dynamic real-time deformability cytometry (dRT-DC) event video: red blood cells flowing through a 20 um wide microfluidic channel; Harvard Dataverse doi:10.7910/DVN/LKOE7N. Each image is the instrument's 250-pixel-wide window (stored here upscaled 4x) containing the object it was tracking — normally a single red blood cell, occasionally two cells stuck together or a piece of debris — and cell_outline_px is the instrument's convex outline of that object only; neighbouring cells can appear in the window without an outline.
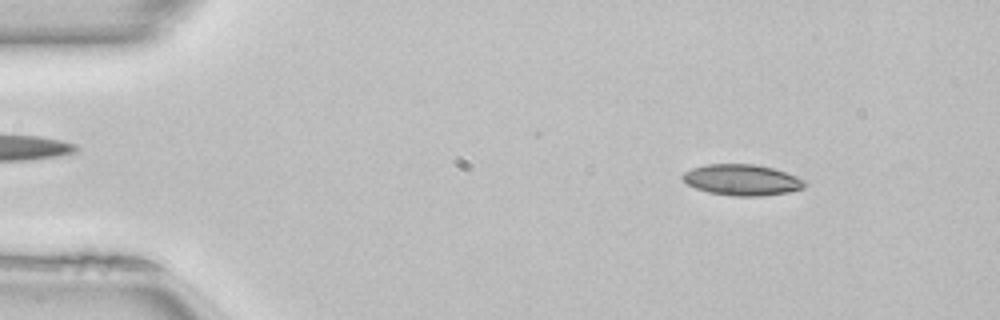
{"species": "common noctule bat (a hibernating species)", "species_latin": "Nyctalus noctula", "temperature_condition": "room temperature", "stored_images_in_passage": 49, "camera_frame_rate_fps": 3000, "um_per_image_px": 0.085, "animal": {"sex": "female", "body_mass_g": 22.7, "forearm_length_mm": 54.2}, "frame": {"image": 1, "passage_image": 6, "time_ms": 1.667, "image_size_px": [1000, 320], "cell_outline_px": [[808, 184], [804, 188], [788, 192], [760, 196], [732, 196], [708, 192], [696, 188], [688, 184], [680, 176], [684, 172], [692, 168], [704, 164], [756, 164], [772, 168], [808, 180]], "centroid_in_image_um": [63.09, 15.29], "position_along_channel_um": 21.9, "area_um2": 22.2}}
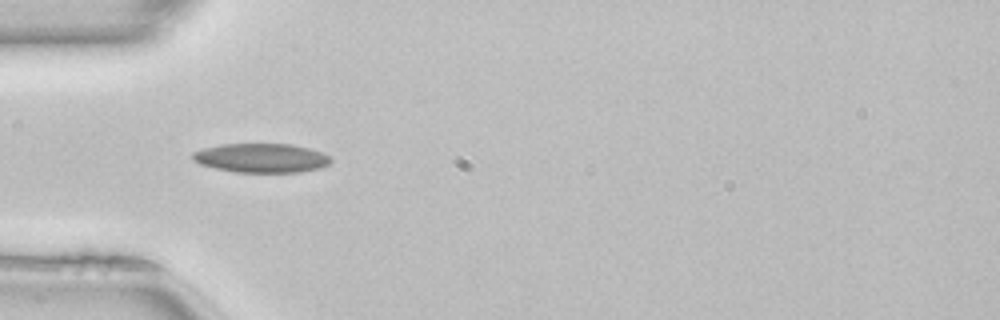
{"frame": {"image": 2, "passage_image": 15, "time_ms": 4.667, "image_size_px": [1000, 320], "cell_outline_px": [[332, 160], [328, 164], [320, 168], [300, 172], [236, 172], [216, 168], [200, 164], [192, 160], [192, 152], [204, 148], [220, 144], [292, 144], [308, 148], [320, 152], [328, 156]], "centroid_in_image_um": [22.19, 13.43], "position_along_channel_um": 62.8, "area_um2": 23.35}}
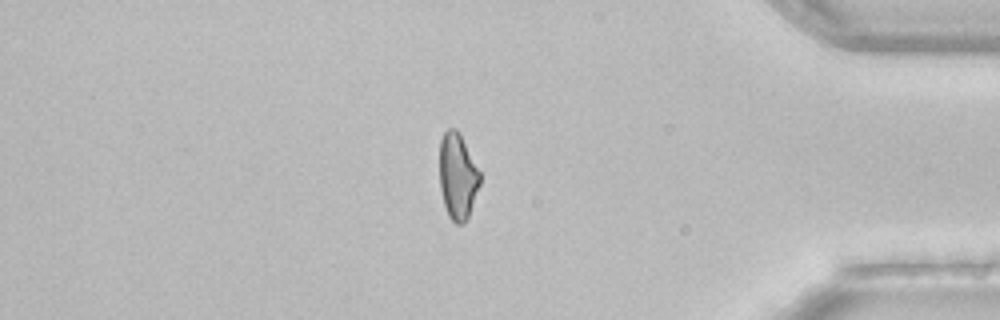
{"frame": {"image": 3, "passage_image": 42, "time_ms": 13.667, "image_size_px": [1000, 320], "cell_outline_px": [[480, 184], [468, 216], [464, 224], [456, 224], [448, 216], [444, 204], [440, 188], [440, 140], [444, 132], [448, 128], [456, 128], [460, 132], [480, 172]], "centroid_in_image_um": [38.89, 14.96], "position_along_channel_um": 396.3, "area_um2": 20.29}, "authors_computed_cell_mechanics": {"area_um2": 21.8484, "velocity_mm_per_s": 4.0849, "shape_relaxation_time_tau1_ms": 9.1607, "shape_relaxation_time_tau2_ms": 6.0438, "deformation_change_tau1": 0.2105, "deformation_change_tau2": 0.1309}}